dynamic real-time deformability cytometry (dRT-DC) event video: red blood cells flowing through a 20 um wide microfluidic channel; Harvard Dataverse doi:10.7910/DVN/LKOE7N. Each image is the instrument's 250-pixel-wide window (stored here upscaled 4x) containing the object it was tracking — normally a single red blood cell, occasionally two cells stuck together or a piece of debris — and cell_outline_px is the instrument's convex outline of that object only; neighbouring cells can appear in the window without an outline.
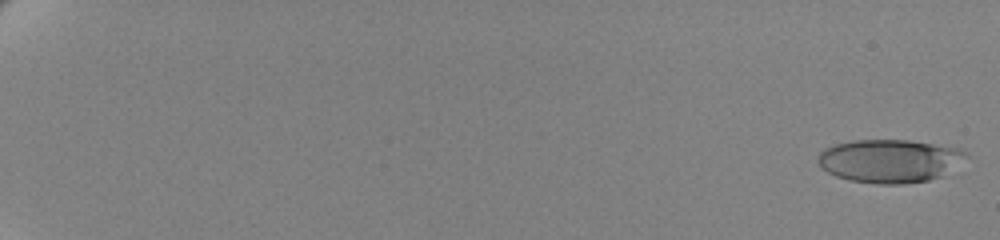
{"species": "human", "species_latin": "Homo sapiens", "temperature_condition": "cold", "stored_images_in_passage": 62, "camera_frame_rate_fps": 3000, "um_per_image_px": 0.085, "donor": {"sex": "female"}, "frame": {"image": 1, "passage_image": 1, "time_ms": 0.0, "image_size_px": [1000, 240], "cell_outline_px": [[968, 156], [940, 176], [928, 180], [904, 184], [880, 184], [852, 180], [836, 176], [828, 172], [820, 164], [820, 152], [824, 148], [836, 144], [856, 140], [908, 140], [960, 148], [968, 152]], "centroid_in_image_um": [75.64, 13.66], "position_along_channel_um": 9.4, "area_um2": 36.76}}
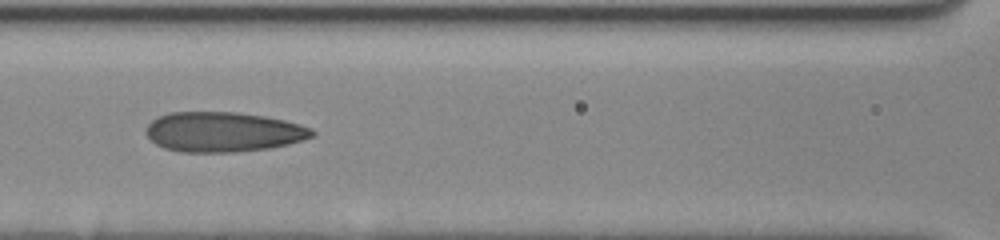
{"frame": {"image": 2, "passage_image": 32, "time_ms": 10.333, "image_size_px": [1000, 240], "cell_outline_px": [[316, 132], [312, 136], [304, 140], [288, 144], [268, 148], [236, 152], [180, 152], [164, 148], [156, 144], [148, 136], [148, 124], [156, 116], [168, 112], [236, 112], [264, 116], [284, 120], [300, 124], [312, 128]], "centroid_in_image_um": [18.98, 11.21], "position_along_channel_um": 147.6, "area_um2": 38.67}}
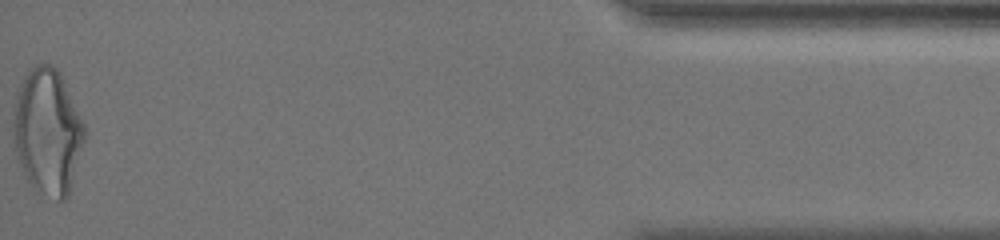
{"frame": {"image": 3, "passage_image": 62, "time_ms": 20.333, "image_size_px": [1000, 240], "cell_outline_px": [[84, 140], [68, 196], [64, 200], [60, 200], [32, 184], [24, 176], [20, 164], [12, 136], [12, 124], [16, 92], [28, 68], [36, 64], [52, 64], [60, 72], [84, 124]], "centroid_in_image_um": [4.01, 11.1], "position_along_channel_um": 431.2, "area_um2": 51.56}, "authors_computed_cell_mechanics": {"area_um2": 37.57, "velocity_mm_per_s": 3.4681, "shape_relaxation_time_tau1_ms": 11.2056, "shape_relaxation_time_tau2_ms": 1.629, "deformation_change_tau1": 0.2693, "deformation_change_tau2": 0.0982}}